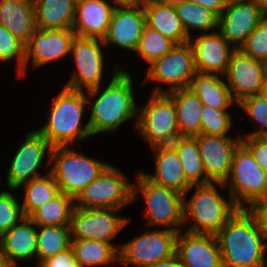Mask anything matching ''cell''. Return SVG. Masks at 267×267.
<instances>
[{
	"instance_id": "c3c4849f",
	"label": "cell",
	"mask_w": 267,
	"mask_h": 267,
	"mask_svg": "<svg viewBox=\"0 0 267 267\" xmlns=\"http://www.w3.org/2000/svg\"><path fill=\"white\" fill-rule=\"evenodd\" d=\"M259 8L263 11L265 15H267V0H253Z\"/></svg>"
},
{
	"instance_id": "5bb4252c",
	"label": "cell",
	"mask_w": 267,
	"mask_h": 267,
	"mask_svg": "<svg viewBox=\"0 0 267 267\" xmlns=\"http://www.w3.org/2000/svg\"><path fill=\"white\" fill-rule=\"evenodd\" d=\"M26 134V139L15 153L6 176L7 186L11 190H17L30 180L42 176L38 168L47 153L50 162L52 146L48 140L37 130Z\"/></svg>"
},
{
	"instance_id": "8fae6325",
	"label": "cell",
	"mask_w": 267,
	"mask_h": 267,
	"mask_svg": "<svg viewBox=\"0 0 267 267\" xmlns=\"http://www.w3.org/2000/svg\"><path fill=\"white\" fill-rule=\"evenodd\" d=\"M143 83L156 81L166 83L168 90L156 87L153 93H167L177 89L189 88L193 76L197 73L189 42L175 44L163 57L149 64Z\"/></svg>"
},
{
	"instance_id": "d6a6232c",
	"label": "cell",
	"mask_w": 267,
	"mask_h": 267,
	"mask_svg": "<svg viewBox=\"0 0 267 267\" xmlns=\"http://www.w3.org/2000/svg\"><path fill=\"white\" fill-rule=\"evenodd\" d=\"M37 259H45L67 250L71 246L69 225L37 226Z\"/></svg>"
},
{
	"instance_id": "11a10c76",
	"label": "cell",
	"mask_w": 267,
	"mask_h": 267,
	"mask_svg": "<svg viewBox=\"0 0 267 267\" xmlns=\"http://www.w3.org/2000/svg\"><path fill=\"white\" fill-rule=\"evenodd\" d=\"M22 1H25V2H34L35 0H22Z\"/></svg>"
},
{
	"instance_id": "7bdbcfd3",
	"label": "cell",
	"mask_w": 267,
	"mask_h": 267,
	"mask_svg": "<svg viewBox=\"0 0 267 267\" xmlns=\"http://www.w3.org/2000/svg\"><path fill=\"white\" fill-rule=\"evenodd\" d=\"M37 267H80L71 246L58 254L45 259Z\"/></svg>"
},
{
	"instance_id": "d6986e66",
	"label": "cell",
	"mask_w": 267,
	"mask_h": 267,
	"mask_svg": "<svg viewBox=\"0 0 267 267\" xmlns=\"http://www.w3.org/2000/svg\"><path fill=\"white\" fill-rule=\"evenodd\" d=\"M75 36L72 28L54 30L37 28L25 45L24 75L30 58L34 69L69 55Z\"/></svg>"
},
{
	"instance_id": "b9f144b4",
	"label": "cell",
	"mask_w": 267,
	"mask_h": 267,
	"mask_svg": "<svg viewBox=\"0 0 267 267\" xmlns=\"http://www.w3.org/2000/svg\"><path fill=\"white\" fill-rule=\"evenodd\" d=\"M242 143L250 150L256 163L267 172V136H243Z\"/></svg>"
},
{
	"instance_id": "52a82bcc",
	"label": "cell",
	"mask_w": 267,
	"mask_h": 267,
	"mask_svg": "<svg viewBox=\"0 0 267 267\" xmlns=\"http://www.w3.org/2000/svg\"><path fill=\"white\" fill-rule=\"evenodd\" d=\"M224 184H229V197L238 208H247L244 203L250 206L267 195V172L242 142L234 151L231 172Z\"/></svg>"
},
{
	"instance_id": "ac0fdd59",
	"label": "cell",
	"mask_w": 267,
	"mask_h": 267,
	"mask_svg": "<svg viewBox=\"0 0 267 267\" xmlns=\"http://www.w3.org/2000/svg\"><path fill=\"white\" fill-rule=\"evenodd\" d=\"M265 16L253 0L229 2L219 16L218 31L239 49Z\"/></svg>"
},
{
	"instance_id": "bcb514c9",
	"label": "cell",
	"mask_w": 267,
	"mask_h": 267,
	"mask_svg": "<svg viewBox=\"0 0 267 267\" xmlns=\"http://www.w3.org/2000/svg\"><path fill=\"white\" fill-rule=\"evenodd\" d=\"M146 267H185L176 253L167 259L161 260L160 262L148 265Z\"/></svg>"
},
{
	"instance_id": "f35d334b",
	"label": "cell",
	"mask_w": 267,
	"mask_h": 267,
	"mask_svg": "<svg viewBox=\"0 0 267 267\" xmlns=\"http://www.w3.org/2000/svg\"><path fill=\"white\" fill-rule=\"evenodd\" d=\"M14 58L17 59L18 76L24 75L25 45L0 24V61L6 62Z\"/></svg>"
},
{
	"instance_id": "6da1fadb",
	"label": "cell",
	"mask_w": 267,
	"mask_h": 267,
	"mask_svg": "<svg viewBox=\"0 0 267 267\" xmlns=\"http://www.w3.org/2000/svg\"><path fill=\"white\" fill-rule=\"evenodd\" d=\"M222 267H266L267 234L247 208L238 210L216 234Z\"/></svg>"
},
{
	"instance_id": "3957f363",
	"label": "cell",
	"mask_w": 267,
	"mask_h": 267,
	"mask_svg": "<svg viewBox=\"0 0 267 267\" xmlns=\"http://www.w3.org/2000/svg\"><path fill=\"white\" fill-rule=\"evenodd\" d=\"M85 95V91L64 87L52 102L45 125L37 130L52 147L69 146L76 139L81 142L92 136L89 124L81 126L84 106L90 102Z\"/></svg>"
},
{
	"instance_id": "d590c367",
	"label": "cell",
	"mask_w": 267,
	"mask_h": 267,
	"mask_svg": "<svg viewBox=\"0 0 267 267\" xmlns=\"http://www.w3.org/2000/svg\"><path fill=\"white\" fill-rule=\"evenodd\" d=\"M174 45L172 40L146 25L135 52L142 60L151 64L167 54Z\"/></svg>"
},
{
	"instance_id": "30bf717a",
	"label": "cell",
	"mask_w": 267,
	"mask_h": 267,
	"mask_svg": "<svg viewBox=\"0 0 267 267\" xmlns=\"http://www.w3.org/2000/svg\"><path fill=\"white\" fill-rule=\"evenodd\" d=\"M100 45H105L103 39L75 36L70 55L74 57L77 71L65 85L66 88L82 92L85 89L89 97L100 93L104 72L103 51Z\"/></svg>"
},
{
	"instance_id": "e575fe53",
	"label": "cell",
	"mask_w": 267,
	"mask_h": 267,
	"mask_svg": "<svg viewBox=\"0 0 267 267\" xmlns=\"http://www.w3.org/2000/svg\"><path fill=\"white\" fill-rule=\"evenodd\" d=\"M174 7L177 16L181 19L186 34L190 38L192 37L189 32L190 28L204 31V33H207V30H218L219 17L201 5L186 0L175 4Z\"/></svg>"
},
{
	"instance_id": "9f6ffc18",
	"label": "cell",
	"mask_w": 267,
	"mask_h": 267,
	"mask_svg": "<svg viewBox=\"0 0 267 267\" xmlns=\"http://www.w3.org/2000/svg\"><path fill=\"white\" fill-rule=\"evenodd\" d=\"M75 3H78V2H80V1H83V0H73Z\"/></svg>"
},
{
	"instance_id": "e0dca14e",
	"label": "cell",
	"mask_w": 267,
	"mask_h": 267,
	"mask_svg": "<svg viewBox=\"0 0 267 267\" xmlns=\"http://www.w3.org/2000/svg\"><path fill=\"white\" fill-rule=\"evenodd\" d=\"M145 26L146 13L142 1L132 5L115 6L103 42L105 45L114 44L135 52Z\"/></svg>"
},
{
	"instance_id": "ab89813d",
	"label": "cell",
	"mask_w": 267,
	"mask_h": 267,
	"mask_svg": "<svg viewBox=\"0 0 267 267\" xmlns=\"http://www.w3.org/2000/svg\"><path fill=\"white\" fill-rule=\"evenodd\" d=\"M23 218L25 215L16 197L9 191L0 192V236Z\"/></svg>"
},
{
	"instance_id": "f546056e",
	"label": "cell",
	"mask_w": 267,
	"mask_h": 267,
	"mask_svg": "<svg viewBox=\"0 0 267 267\" xmlns=\"http://www.w3.org/2000/svg\"><path fill=\"white\" fill-rule=\"evenodd\" d=\"M71 248L80 267H91L119 262L117 246L90 239H71Z\"/></svg>"
},
{
	"instance_id": "277c9868",
	"label": "cell",
	"mask_w": 267,
	"mask_h": 267,
	"mask_svg": "<svg viewBox=\"0 0 267 267\" xmlns=\"http://www.w3.org/2000/svg\"><path fill=\"white\" fill-rule=\"evenodd\" d=\"M215 184L221 188L225 187V184L221 182H209L193 184L188 189L189 191L195 188L190 200H184V225L190 222V218L192 221L187 232L216 235L238 210L231 197L227 201L220 195Z\"/></svg>"
},
{
	"instance_id": "f5cc1de1",
	"label": "cell",
	"mask_w": 267,
	"mask_h": 267,
	"mask_svg": "<svg viewBox=\"0 0 267 267\" xmlns=\"http://www.w3.org/2000/svg\"><path fill=\"white\" fill-rule=\"evenodd\" d=\"M264 66H265V78L267 79V58L264 60Z\"/></svg>"
},
{
	"instance_id": "f907efd6",
	"label": "cell",
	"mask_w": 267,
	"mask_h": 267,
	"mask_svg": "<svg viewBox=\"0 0 267 267\" xmlns=\"http://www.w3.org/2000/svg\"><path fill=\"white\" fill-rule=\"evenodd\" d=\"M158 1L165 3V4L175 5V4L181 3L182 1H186V0H158Z\"/></svg>"
},
{
	"instance_id": "7a4b0ae2",
	"label": "cell",
	"mask_w": 267,
	"mask_h": 267,
	"mask_svg": "<svg viewBox=\"0 0 267 267\" xmlns=\"http://www.w3.org/2000/svg\"><path fill=\"white\" fill-rule=\"evenodd\" d=\"M108 86L100 93L91 106L87 124L92 136L103 132H114L126 121L137 118L138 105L135 103L132 77L118 64Z\"/></svg>"
},
{
	"instance_id": "60d3db41",
	"label": "cell",
	"mask_w": 267,
	"mask_h": 267,
	"mask_svg": "<svg viewBox=\"0 0 267 267\" xmlns=\"http://www.w3.org/2000/svg\"><path fill=\"white\" fill-rule=\"evenodd\" d=\"M239 50L243 54L261 61L267 58V15L250 33Z\"/></svg>"
},
{
	"instance_id": "4316f807",
	"label": "cell",
	"mask_w": 267,
	"mask_h": 267,
	"mask_svg": "<svg viewBox=\"0 0 267 267\" xmlns=\"http://www.w3.org/2000/svg\"><path fill=\"white\" fill-rule=\"evenodd\" d=\"M176 108V118L181 136H195L201 130V110L203 103L189 88L177 89L166 93Z\"/></svg>"
},
{
	"instance_id": "44dd1931",
	"label": "cell",
	"mask_w": 267,
	"mask_h": 267,
	"mask_svg": "<svg viewBox=\"0 0 267 267\" xmlns=\"http://www.w3.org/2000/svg\"><path fill=\"white\" fill-rule=\"evenodd\" d=\"M176 255L185 267H222L216 235L181 231L176 237Z\"/></svg>"
},
{
	"instance_id": "1f68e13d",
	"label": "cell",
	"mask_w": 267,
	"mask_h": 267,
	"mask_svg": "<svg viewBox=\"0 0 267 267\" xmlns=\"http://www.w3.org/2000/svg\"><path fill=\"white\" fill-rule=\"evenodd\" d=\"M74 203L71 196L59 192L50 201L37 208L29 218L37 226L69 225Z\"/></svg>"
},
{
	"instance_id": "ee69618b",
	"label": "cell",
	"mask_w": 267,
	"mask_h": 267,
	"mask_svg": "<svg viewBox=\"0 0 267 267\" xmlns=\"http://www.w3.org/2000/svg\"><path fill=\"white\" fill-rule=\"evenodd\" d=\"M248 208L247 210L254 216L257 224L267 234V195L254 201Z\"/></svg>"
},
{
	"instance_id": "ba28073f",
	"label": "cell",
	"mask_w": 267,
	"mask_h": 267,
	"mask_svg": "<svg viewBox=\"0 0 267 267\" xmlns=\"http://www.w3.org/2000/svg\"><path fill=\"white\" fill-rule=\"evenodd\" d=\"M137 117L135 128L151 147L170 145L181 137L175 105L166 93H152L149 101L138 108Z\"/></svg>"
},
{
	"instance_id": "7dc6e473",
	"label": "cell",
	"mask_w": 267,
	"mask_h": 267,
	"mask_svg": "<svg viewBox=\"0 0 267 267\" xmlns=\"http://www.w3.org/2000/svg\"><path fill=\"white\" fill-rule=\"evenodd\" d=\"M115 6L132 5L141 2V0H112Z\"/></svg>"
},
{
	"instance_id": "5b68a950",
	"label": "cell",
	"mask_w": 267,
	"mask_h": 267,
	"mask_svg": "<svg viewBox=\"0 0 267 267\" xmlns=\"http://www.w3.org/2000/svg\"><path fill=\"white\" fill-rule=\"evenodd\" d=\"M136 176L137 184L133 183V202L137 200V193L140 192V197L146 202L147 219L149 218L146 224L166 227L179 233L184 225L186 197L172 188L150 181L141 171Z\"/></svg>"
},
{
	"instance_id": "cb8c5ba5",
	"label": "cell",
	"mask_w": 267,
	"mask_h": 267,
	"mask_svg": "<svg viewBox=\"0 0 267 267\" xmlns=\"http://www.w3.org/2000/svg\"><path fill=\"white\" fill-rule=\"evenodd\" d=\"M155 154V174H143L152 182L172 188L184 196L192 184L186 179L181 160L171 145H157L152 147Z\"/></svg>"
},
{
	"instance_id": "2e32d148",
	"label": "cell",
	"mask_w": 267,
	"mask_h": 267,
	"mask_svg": "<svg viewBox=\"0 0 267 267\" xmlns=\"http://www.w3.org/2000/svg\"><path fill=\"white\" fill-rule=\"evenodd\" d=\"M199 146L206 178L210 182L224 183L230 175L235 149L242 142L241 136L198 134L193 136Z\"/></svg>"
},
{
	"instance_id": "4fadbf2b",
	"label": "cell",
	"mask_w": 267,
	"mask_h": 267,
	"mask_svg": "<svg viewBox=\"0 0 267 267\" xmlns=\"http://www.w3.org/2000/svg\"><path fill=\"white\" fill-rule=\"evenodd\" d=\"M177 234L175 231L161 229L136 236L119 249V263L146 267L172 257L176 251Z\"/></svg>"
},
{
	"instance_id": "4dcf8cb0",
	"label": "cell",
	"mask_w": 267,
	"mask_h": 267,
	"mask_svg": "<svg viewBox=\"0 0 267 267\" xmlns=\"http://www.w3.org/2000/svg\"><path fill=\"white\" fill-rule=\"evenodd\" d=\"M170 145L176 150L181 160L185 177L192 185L210 182L206 178L199 146L194 137L181 136Z\"/></svg>"
},
{
	"instance_id": "db71d44e",
	"label": "cell",
	"mask_w": 267,
	"mask_h": 267,
	"mask_svg": "<svg viewBox=\"0 0 267 267\" xmlns=\"http://www.w3.org/2000/svg\"><path fill=\"white\" fill-rule=\"evenodd\" d=\"M233 1H244V0H226L227 3L233 2Z\"/></svg>"
},
{
	"instance_id": "8992f818",
	"label": "cell",
	"mask_w": 267,
	"mask_h": 267,
	"mask_svg": "<svg viewBox=\"0 0 267 267\" xmlns=\"http://www.w3.org/2000/svg\"><path fill=\"white\" fill-rule=\"evenodd\" d=\"M55 162L50 173L59 191L73 199L109 165L86 157L69 146L52 147L50 163Z\"/></svg>"
},
{
	"instance_id": "7c38bea8",
	"label": "cell",
	"mask_w": 267,
	"mask_h": 267,
	"mask_svg": "<svg viewBox=\"0 0 267 267\" xmlns=\"http://www.w3.org/2000/svg\"><path fill=\"white\" fill-rule=\"evenodd\" d=\"M114 208H73L69 223L71 239H90L110 243L128 224L129 218L116 215Z\"/></svg>"
},
{
	"instance_id": "681fc988",
	"label": "cell",
	"mask_w": 267,
	"mask_h": 267,
	"mask_svg": "<svg viewBox=\"0 0 267 267\" xmlns=\"http://www.w3.org/2000/svg\"><path fill=\"white\" fill-rule=\"evenodd\" d=\"M0 267H11L6 260L5 255L2 253L1 248H0Z\"/></svg>"
},
{
	"instance_id": "603a6c76",
	"label": "cell",
	"mask_w": 267,
	"mask_h": 267,
	"mask_svg": "<svg viewBox=\"0 0 267 267\" xmlns=\"http://www.w3.org/2000/svg\"><path fill=\"white\" fill-rule=\"evenodd\" d=\"M0 248L11 267H17L19 259L37 257V225L29 217L23 218L0 236Z\"/></svg>"
},
{
	"instance_id": "74e56055",
	"label": "cell",
	"mask_w": 267,
	"mask_h": 267,
	"mask_svg": "<svg viewBox=\"0 0 267 267\" xmlns=\"http://www.w3.org/2000/svg\"><path fill=\"white\" fill-rule=\"evenodd\" d=\"M236 105L240 106L247 113L246 115L261 127L245 136H267V98L263 94H257L243 99Z\"/></svg>"
},
{
	"instance_id": "f1b7e54d",
	"label": "cell",
	"mask_w": 267,
	"mask_h": 267,
	"mask_svg": "<svg viewBox=\"0 0 267 267\" xmlns=\"http://www.w3.org/2000/svg\"><path fill=\"white\" fill-rule=\"evenodd\" d=\"M203 105H209L215 109H227L232 103H236L226 84L217 74L196 73L189 85Z\"/></svg>"
},
{
	"instance_id": "f6af8a7d",
	"label": "cell",
	"mask_w": 267,
	"mask_h": 267,
	"mask_svg": "<svg viewBox=\"0 0 267 267\" xmlns=\"http://www.w3.org/2000/svg\"><path fill=\"white\" fill-rule=\"evenodd\" d=\"M192 3L199 4L202 7L212 11L218 17L223 13V10L226 8V0H188Z\"/></svg>"
},
{
	"instance_id": "83f0119b",
	"label": "cell",
	"mask_w": 267,
	"mask_h": 267,
	"mask_svg": "<svg viewBox=\"0 0 267 267\" xmlns=\"http://www.w3.org/2000/svg\"><path fill=\"white\" fill-rule=\"evenodd\" d=\"M33 4L38 29L72 28L76 5L73 0H35Z\"/></svg>"
},
{
	"instance_id": "484cf974",
	"label": "cell",
	"mask_w": 267,
	"mask_h": 267,
	"mask_svg": "<svg viewBox=\"0 0 267 267\" xmlns=\"http://www.w3.org/2000/svg\"><path fill=\"white\" fill-rule=\"evenodd\" d=\"M0 24L26 45L37 29L34 4L22 0H0Z\"/></svg>"
},
{
	"instance_id": "ffe728a7",
	"label": "cell",
	"mask_w": 267,
	"mask_h": 267,
	"mask_svg": "<svg viewBox=\"0 0 267 267\" xmlns=\"http://www.w3.org/2000/svg\"><path fill=\"white\" fill-rule=\"evenodd\" d=\"M214 31L202 33L194 41L191 38L188 42L193 51L196 72L222 76L227 70L231 54L236 49L231 48L232 45L218 30Z\"/></svg>"
},
{
	"instance_id": "836d02e7",
	"label": "cell",
	"mask_w": 267,
	"mask_h": 267,
	"mask_svg": "<svg viewBox=\"0 0 267 267\" xmlns=\"http://www.w3.org/2000/svg\"><path fill=\"white\" fill-rule=\"evenodd\" d=\"M23 185H25V194L22 209L25 217H29L37 208L50 201L60 192L58 184L50 172Z\"/></svg>"
},
{
	"instance_id": "7402d4cb",
	"label": "cell",
	"mask_w": 267,
	"mask_h": 267,
	"mask_svg": "<svg viewBox=\"0 0 267 267\" xmlns=\"http://www.w3.org/2000/svg\"><path fill=\"white\" fill-rule=\"evenodd\" d=\"M115 5L106 0H83L75 5L72 30L76 36L103 39Z\"/></svg>"
},
{
	"instance_id": "9a60e30c",
	"label": "cell",
	"mask_w": 267,
	"mask_h": 267,
	"mask_svg": "<svg viewBox=\"0 0 267 267\" xmlns=\"http://www.w3.org/2000/svg\"><path fill=\"white\" fill-rule=\"evenodd\" d=\"M234 101L261 94L265 83L264 61L254 59L236 49L230 57L224 74Z\"/></svg>"
},
{
	"instance_id": "d4e9b609",
	"label": "cell",
	"mask_w": 267,
	"mask_h": 267,
	"mask_svg": "<svg viewBox=\"0 0 267 267\" xmlns=\"http://www.w3.org/2000/svg\"><path fill=\"white\" fill-rule=\"evenodd\" d=\"M142 4L148 27L160 32L175 44H184L191 39L186 34L174 5L165 4L158 0H143Z\"/></svg>"
},
{
	"instance_id": "8d00e7d4",
	"label": "cell",
	"mask_w": 267,
	"mask_h": 267,
	"mask_svg": "<svg viewBox=\"0 0 267 267\" xmlns=\"http://www.w3.org/2000/svg\"><path fill=\"white\" fill-rule=\"evenodd\" d=\"M227 109H215L203 105L201 110L200 134L228 136L232 119Z\"/></svg>"
},
{
	"instance_id": "816d5d0a",
	"label": "cell",
	"mask_w": 267,
	"mask_h": 267,
	"mask_svg": "<svg viewBox=\"0 0 267 267\" xmlns=\"http://www.w3.org/2000/svg\"><path fill=\"white\" fill-rule=\"evenodd\" d=\"M267 98V79H265L264 87L262 93Z\"/></svg>"
},
{
	"instance_id": "9c48e42d",
	"label": "cell",
	"mask_w": 267,
	"mask_h": 267,
	"mask_svg": "<svg viewBox=\"0 0 267 267\" xmlns=\"http://www.w3.org/2000/svg\"><path fill=\"white\" fill-rule=\"evenodd\" d=\"M121 171L108 165L99 176L88 184L74 199L80 209H122L133 202V184L128 183Z\"/></svg>"
}]
</instances>
